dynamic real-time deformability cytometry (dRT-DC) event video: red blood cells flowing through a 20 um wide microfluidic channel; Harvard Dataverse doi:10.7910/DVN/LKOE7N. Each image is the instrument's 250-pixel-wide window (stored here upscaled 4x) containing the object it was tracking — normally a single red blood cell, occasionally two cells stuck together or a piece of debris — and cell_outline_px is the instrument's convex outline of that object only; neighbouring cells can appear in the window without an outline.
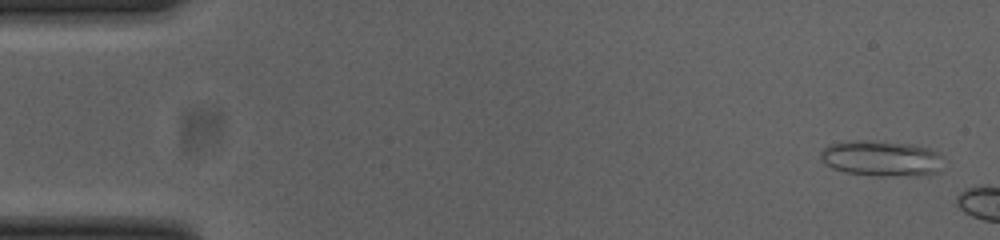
{"species": "common noctule bat (a hibernating species)", "species_latin": "Nyctalus noctula", "temperature_condition": "cold", "stored_images_in_passage": 6, "camera_frame_rate_fps": 3000, "um_per_image_px": 0.085, "animal": {"sex": "female", "body_mass_g": 23.0, "forearm_length_mm": 53.4}, "frame": {"image": 1, "passage_image": 2, "time_ms": 0.333, "image_size_px": [1000, 240], "cell_outline_px": [[944, 156], [940, 172], [924, 176], [872, 176], [844, 172], [832, 168], [820, 160], [820, 152], [828, 144], [856, 140], [860, 140], [912, 144], [928, 148], [940, 152]], "centroid_in_image_um": [74.97, 13.49], "position_along_channel_um": 10.0, "area_um2": 26.13}}